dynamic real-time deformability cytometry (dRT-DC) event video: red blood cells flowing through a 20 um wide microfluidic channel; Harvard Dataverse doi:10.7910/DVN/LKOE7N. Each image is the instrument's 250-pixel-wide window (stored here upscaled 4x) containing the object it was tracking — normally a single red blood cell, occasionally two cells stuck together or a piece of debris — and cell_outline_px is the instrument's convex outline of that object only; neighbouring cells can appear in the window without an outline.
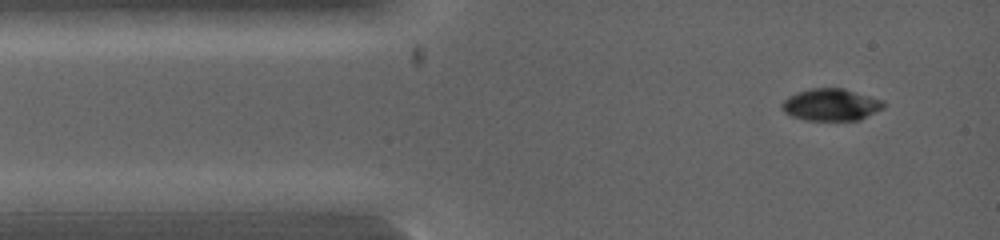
{"species": "common noctule bat (a hibernating species)", "species_latin": "Nyctalus noctula", "temperature_condition": "warm", "stored_images_in_passage": 3, "camera_frame_rate_fps": 5000, "um_per_image_px": 0.085, "animal": {"sex": "female", "body_mass_g": 19.0, "forearm_length_mm": 53.3}, "frame": {"image": 1, "passage_image": 1, "time_ms": 0.0, "image_size_px": [1000, 240], "cell_outline_px": [[884, 108], [860, 120], [804, 120], [792, 116], [784, 112], [780, 108], [780, 104], [788, 96], [796, 92], [812, 88], [844, 88], [884, 100]], "centroid_in_image_um": [70.62, 8.9], "position_along_channel_um": 14.4, "area_um2": 19.19}}